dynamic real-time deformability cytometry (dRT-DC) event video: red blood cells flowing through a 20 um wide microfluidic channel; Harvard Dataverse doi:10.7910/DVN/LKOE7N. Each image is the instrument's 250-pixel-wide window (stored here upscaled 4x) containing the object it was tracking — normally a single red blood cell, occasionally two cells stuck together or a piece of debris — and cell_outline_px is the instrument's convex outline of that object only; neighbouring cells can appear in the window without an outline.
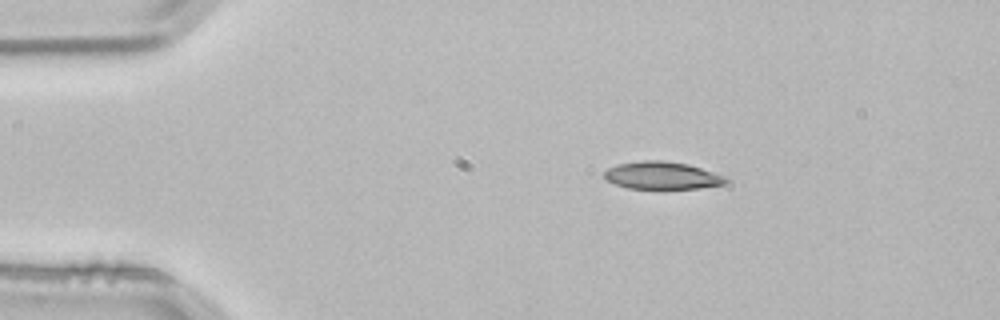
{"species": "common noctule bat (a hibernating species)", "species_latin": "Nyctalus noctula", "temperature_condition": "room temperature", "stored_images_in_passage": 2, "segment_of_instrument_passage": [1, 2], "camera_frame_rate_fps": 3000, "um_per_image_px": 0.085, "animal": {"sex": "male", "body_mass_g": 21.5, "forearm_length_mm": 52.0}, "frame": {"image": 1, "passage_image": 1, "time_ms": 0.0, "image_size_px": [1000, 320], "cell_outline_px": [[728, 180], [724, 184], [700, 188], [628, 188], [616, 184], [608, 180], [604, 176], [604, 172], [608, 168], [620, 164], [640, 160], [660, 160], [688, 164], [724, 176]], "centroid_in_image_um": [56.27, 14.91], "position_along_channel_um": 28.7, "area_um2": 19.13}}